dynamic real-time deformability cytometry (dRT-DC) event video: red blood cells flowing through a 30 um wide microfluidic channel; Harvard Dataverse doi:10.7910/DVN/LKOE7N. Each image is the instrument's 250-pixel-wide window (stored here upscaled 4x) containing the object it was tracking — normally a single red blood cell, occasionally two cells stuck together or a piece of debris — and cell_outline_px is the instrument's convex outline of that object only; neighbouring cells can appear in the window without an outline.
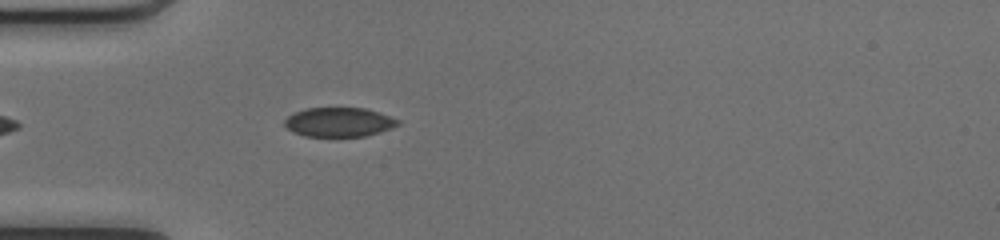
{"species": "common noctule bat (a hibernating species)", "species_latin": "Nyctalus noctula", "temperature_condition": "cold", "stored_images_in_passage": 34, "camera_frame_rate_fps": 3000, "um_per_image_px": 0.085, "animal": {"sex": "female", "body_mass_g": 17.0, "forearm_length_mm": 48.0}, "frame": {"image": 1, "passage_image": 2, "time_ms": 0.333, "image_size_px": [1000, 240], "cell_outline_px": [[400, 124], [392, 128], [380, 132], [364, 136], [336, 140], [304, 136], [292, 132], [284, 124], [284, 120], [288, 116], [296, 112], [308, 108], [364, 108], [400, 120]], "centroid_in_image_um": [28.79, 10.44], "position_along_channel_um": 56.2, "area_um2": 20.0}}
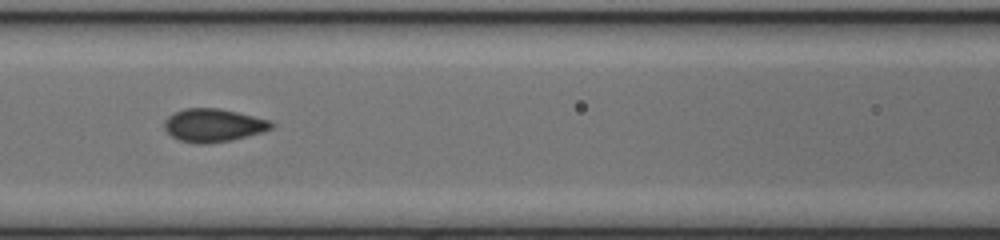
{"frame": {"image": 2, "passage_image": 9, "time_ms": 2.667, "image_size_px": [1000, 240], "cell_outline_px": [[276, 124], [272, 128], [260, 132], [232, 140], [204, 144], [196, 144], [180, 140], [172, 136], [164, 128], [164, 120], [168, 116], [184, 108], [220, 108], [268, 120]], "centroid_in_image_um": [18.11, 10.65], "position_along_channel_um": 148.5, "area_um2": 20.46}}
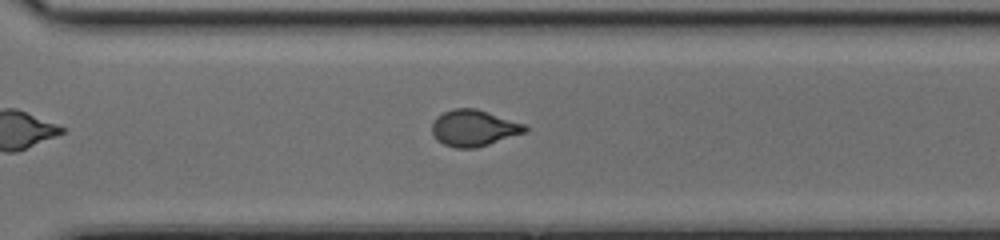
{"frame": {"image": 3, "passage_image": 22, "time_ms": 7.0, "image_size_px": [1000, 240], "cell_outline_px": [[528, 128], [524, 132], [476, 148], [456, 148], [444, 144], [436, 140], [432, 132], [432, 124], [436, 116], [452, 108], [476, 108], [524, 124]], "centroid_in_image_um": [40.22, 10.88], "position_along_channel_um": 330.4, "area_um2": 19.48}, "authors_computed_cell_mechanics": {"area_um2": 19.9121, "velocity_mm_per_s": 4.2176, "shape_relaxation_time_tau1_ms": null, "shape_relaxation_time_tau2_ms": 0.6405, "deformation_change_tau1": null, "deformation_change_tau2": 0.0476}}